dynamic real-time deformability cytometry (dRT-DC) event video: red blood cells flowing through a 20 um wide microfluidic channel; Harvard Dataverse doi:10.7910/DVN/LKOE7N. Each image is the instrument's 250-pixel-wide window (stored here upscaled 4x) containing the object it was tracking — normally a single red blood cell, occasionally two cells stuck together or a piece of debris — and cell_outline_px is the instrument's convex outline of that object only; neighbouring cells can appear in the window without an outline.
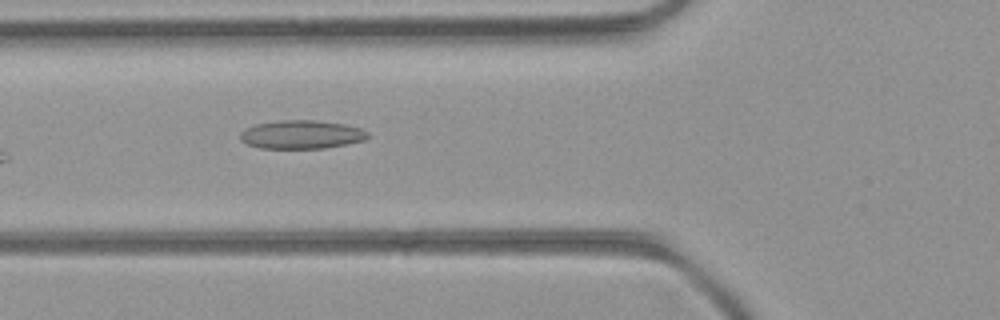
{"species": "common noctule bat (a hibernating species)", "species_latin": "Nyctalus noctula", "temperature_condition": "room temperature", "stored_images_in_passage": 22, "camera_frame_rate_fps": 3000, "um_per_image_px": 0.085, "animal": {"sex": "female", "body_mass_g": 21.9}, "frame": {"image": 1, "passage_image": 4, "time_ms": 1.0, "image_size_px": [1000, 320], "cell_outline_px": [[368, 136], [364, 140], [324, 148], [260, 148], [248, 144], [240, 140], [240, 132], [256, 124], [280, 120], [312, 120], [344, 124], [360, 128], [368, 132]], "centroid_in_image_um": [25.61, 11.43], "position_along_channel_um": 100.2, "area_um2": 20.92}}
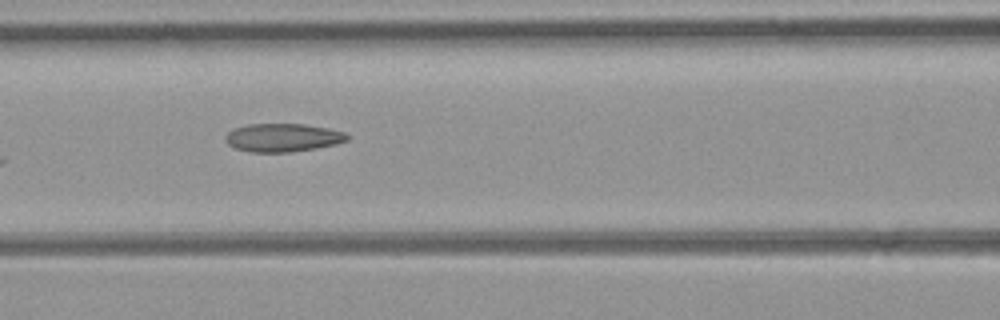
{"frame": {"image": 2, "passage_image": 7, "time_ms": 2.0, "image_size_px": [1000, 320], "cell_outline_px": [[348, 140], [336, 144], [316, 148], [292, 152], [248, 152], [236, 148], [228, 144], [224, 136], [228, 132], [236, 128], [248, 124], [304, 124], [328, 128], [344, 132], [348, 136]], "centroid_in_image_um": [24.04, 11.7], "position_along_channel_um": 142.6, "area_um2": 20.0}}